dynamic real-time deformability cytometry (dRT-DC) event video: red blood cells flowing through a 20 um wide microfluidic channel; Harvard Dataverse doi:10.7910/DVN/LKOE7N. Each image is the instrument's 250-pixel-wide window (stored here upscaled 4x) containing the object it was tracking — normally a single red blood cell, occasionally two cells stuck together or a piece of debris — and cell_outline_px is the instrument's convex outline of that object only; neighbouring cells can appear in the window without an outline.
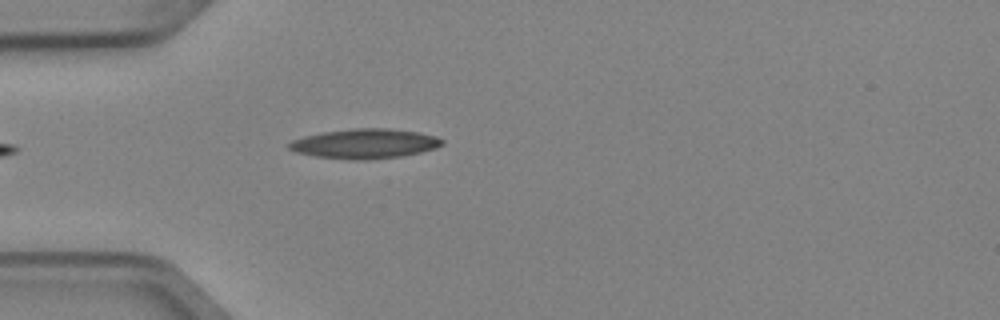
{"species": "Egyptian fruit bat (a non-hibernating species)", "species_latin": "Rousettus aegyptiacus", "temperature_condition": "cold", "stored_images_in_passage": 1, "camera_frame_rate_fps": 3000, "um_per_image_px": 0.085, "animal": {"sex": "female"}, "frame": {"image": 1, "passage_image": 1, "time_ms": 0.0, "image_size_px": [1000, 320], "cell_outline_px": [[444, 144], [436, 148], [420, 152], [400, 156], [368, 160], [352, 160], [316, 156], [296, 152], [288, 148], [288, 144], [292, 140], [304, 136], [324, 132], [356, 128], [388, 128], [416, 132], [436, 136], [444, 140]], "centroid_in_image_um": [31.02, 12.21], "position_along_channel_um": 54.0, "area_um2": 26.36}}